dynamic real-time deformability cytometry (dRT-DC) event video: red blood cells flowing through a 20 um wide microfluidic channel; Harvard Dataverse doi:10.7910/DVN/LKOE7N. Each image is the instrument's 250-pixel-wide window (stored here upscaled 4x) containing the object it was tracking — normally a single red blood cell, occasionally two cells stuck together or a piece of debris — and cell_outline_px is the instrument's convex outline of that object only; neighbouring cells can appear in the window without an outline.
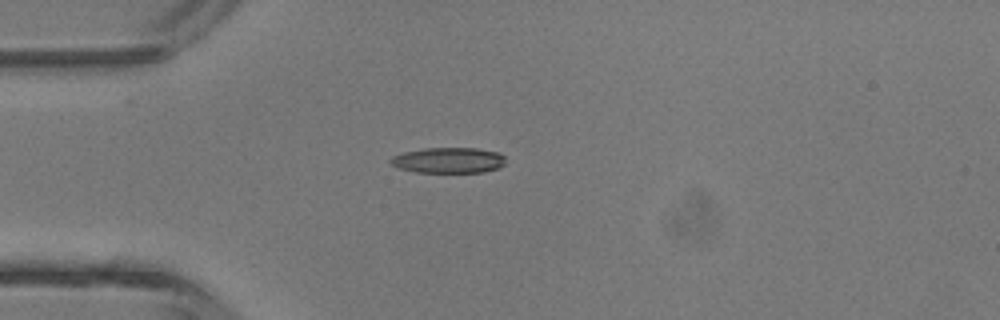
{"species": "common noctule bat (a hibernating species)", "species_latin": "Nyctalus noctula", "temperature_condition": "room temperature", "stored_images_in_passage": 1, "camera_frame_rate_fps": 3000, "um_per_image_px": 0.085, "animal": {"sex": "male", "body_mass_g": 13.3}, "frame": {"image": 1, "passage_image": 1, "time_ms": 0.0, "image_size_px": [1000, 320], "cell_outline_px": [[504, 164], [500, 168], [484, 172], [416, 172], [400, 168], [392, 164], [388, 160], [392, 156], [404, 152], [424, 148], [476, 148], [500, 152], [504, 156]], "centroid_in_image_um": [38.15, 13.62], "position_along_channel_um": 46.9, "area_um2": 17.22}}